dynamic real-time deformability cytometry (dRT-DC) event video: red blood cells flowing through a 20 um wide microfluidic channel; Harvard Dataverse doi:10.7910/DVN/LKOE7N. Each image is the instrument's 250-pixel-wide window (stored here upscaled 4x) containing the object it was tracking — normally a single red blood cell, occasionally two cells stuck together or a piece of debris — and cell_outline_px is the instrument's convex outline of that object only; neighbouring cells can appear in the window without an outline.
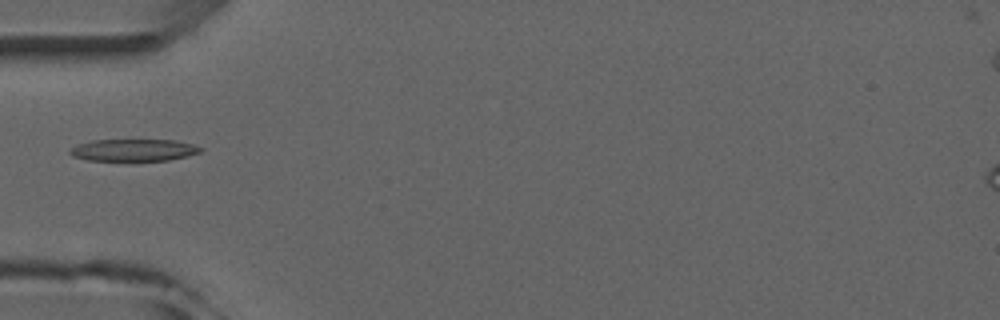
{"species": "common noctule bat (a hibernating species)", "species_latin": "Nyctalus noctula", "temperature_condition": "room temperature", "stored_images_in_passage": 7, "camera_frame_rate_fps": 3000, "um_per_image_px": 0.085, "animal": {"sex": "male", "forearm_length_mm": 52.5}, "frame": {"image": 1, "passage_image": 5, "time_ms": 4.667, "image_size_px": [1000, 320], "cell_outline_px": [[204, 148], [200, 152], [168, 160], [88, 160], [72, 156], [68, 152], [68, 148], [76, 144], [92, 140], [176, 140], [192, 144]], "centroid_in_image_um": [11.29, 12.74], "position_along_channel_um": 73.7, "area_um2": 16.7}}
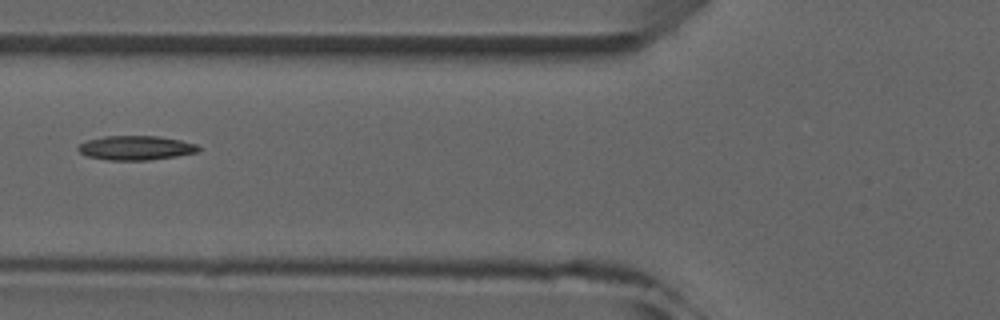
{"frame": {"image": 2, "passage_image": 6, "time_ms": 5.667, "image_size_px": [1000, 320], "cell_outline_px": [[200, 148], [196, 152], [176, 156], [148, 160], [108, 160], [88, 156], [80, 152], [76, 148], [80, 144], [88, 140], [104, 136], [160, 136], [180, 140], [196, 144]], "centroid_in_image_um": [11.53, 12.56], "position_along_channel_um": 114.3, "area_um2": 16.88}}
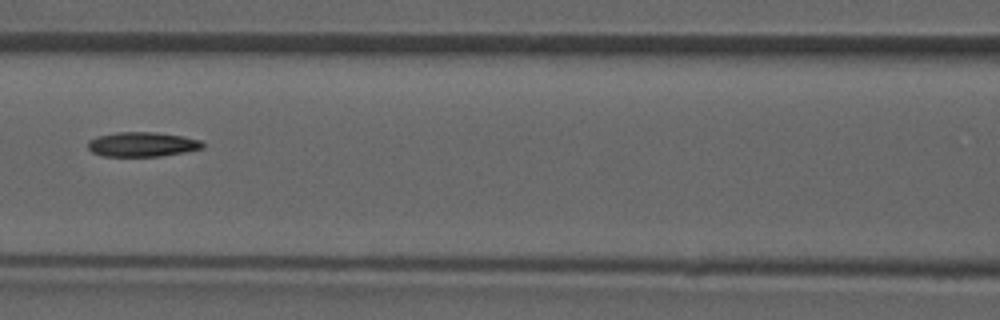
{"frame": {"image": 3, "passage_image": 7, "time_ms": 6.667, "image_size_px": [1000, 320], "cell_outline_px": [[204, 148], [184, 152], [160, 156], [104, 156], [92, 152], [88, 148], [88, 140], [96, 136], [116, 132], [156, 132], [184, 136], [200, 140], [204, 144]], "centroid_in_image_um": [12.08, 12.26], "position_along_channel_um": 154.5, "area_um2": 16.53}}